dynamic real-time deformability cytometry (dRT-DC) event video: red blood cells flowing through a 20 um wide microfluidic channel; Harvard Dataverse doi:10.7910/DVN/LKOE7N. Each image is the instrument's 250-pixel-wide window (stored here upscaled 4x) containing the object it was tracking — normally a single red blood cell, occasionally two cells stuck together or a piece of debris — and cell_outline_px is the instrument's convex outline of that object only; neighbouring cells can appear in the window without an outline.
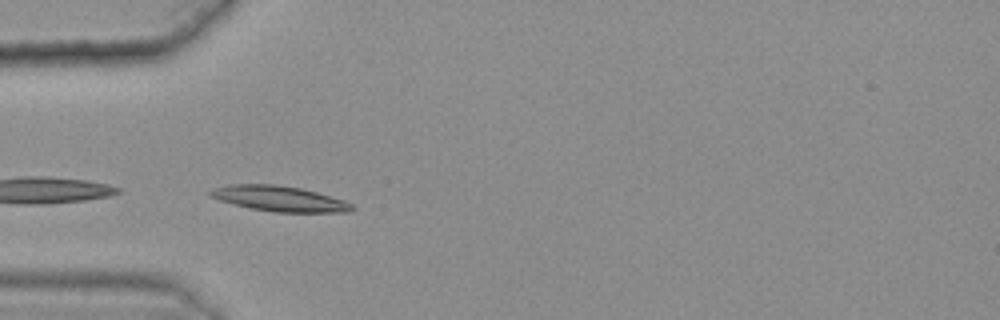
{"species": "common noctule bat (a hibernating species)", "species_latin": "Nyctalus noctula", "temperature_condition": "warm", "stored_images_in_passage": 11, "camera_frame_rate_fps": 3000, "um_per_image_px": 0.085, "animal": {"sex": "female", "body_mass_g": 25.1}, "frame": {"image": 1, "passage_image": 1, "time_ms": 0.0, "image_size_px": [1000, 320], "cell_outline_px": [[356, 208], [352, 212], [272, 212], [252, 208], [220, 200], [208, 196], [208, 192], [212, 188], [228, 184], [276, 184], [300, 188], [316, 192], [344, 200], [352, 204]], "centroid_in_image_um": [23.75, 16.88], "position_along_channel_um": 61.2, "area_um2": 20.98}}
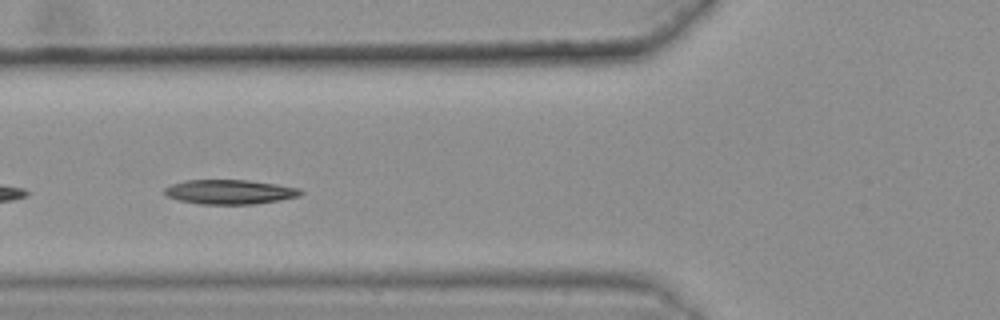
{"frame": {"image": 2, "passage_image": 5, "time_ms": 1.333, "image_size_px": [1000, 320], "cell_outline_px": [[304, 192], [300, 196], [280, 200], [252, 204], [200, 204], [180, 200], [164, 196], [164, 188], [168, 184], [184, 180], [248, 180], [276, 184], [300, 188]], "centroid_in_image_um": [19.49, 16.3], "position_along_channel_um": 106.3, "area_um2": 19.59}}
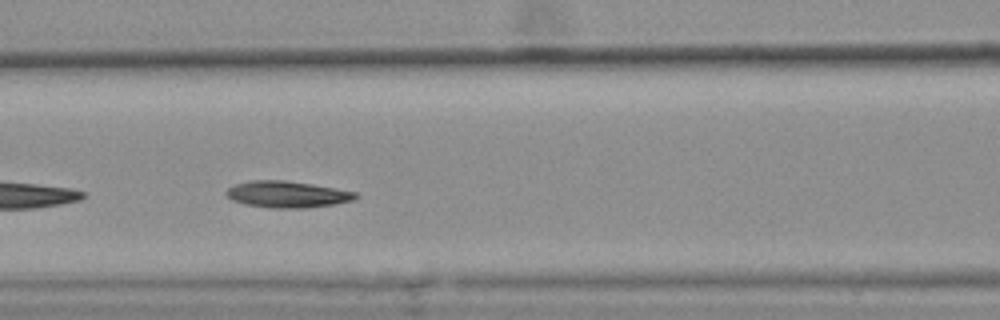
{"frame": {"image": 3, "passage_image": 8, "time_ms": 2.333, "image_size_px": [1000, 320], "cell_outline_px": [[360, 196], [352, 200], [336, 204], [308, 208], [272, 208], [244, 204], [232, 200], [224, 192], [228, 188], [236, 184], [252, 180], [284, 180], [336, 188], [356, 192]], "centroid_in_image_um": [24.42, 16.52], "position_along_channel_um": 142.2, "area_um2": 20.0}}